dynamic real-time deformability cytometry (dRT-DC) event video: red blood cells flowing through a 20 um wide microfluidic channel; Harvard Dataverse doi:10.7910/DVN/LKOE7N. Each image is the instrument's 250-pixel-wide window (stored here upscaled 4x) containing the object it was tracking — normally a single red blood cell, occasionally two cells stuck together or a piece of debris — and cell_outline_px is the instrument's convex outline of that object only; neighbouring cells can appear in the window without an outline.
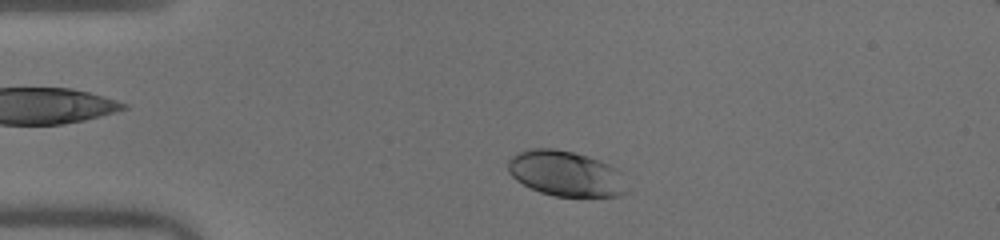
{"species": "human", "species_latin": "Homo sapiens", "temperature_condition": "warm", "stored_images_in_passage": 43, "camera_frame_rate_fps": 3000, "um_per_image_px": 0.085, "donor": {"sex": "male"}, "frame": {"image": 1, "passage_image": 4, "time_ms": 1.0, "image_size_px": [1000, 240], "cell_outline_px": [[628, 192], [620, 196], [556, 196], [540, 192], [516, 180], [508, 172], [508, 160], [512, 156], [520, 152], [532, 148], [552, 148], [572, 152], [588, 156], [600, 160], [616, 168]], "centroid_in_image_um": [48.07, 14.75], "position_along_channel_um": 36.9, "area_um2": 31.1}}
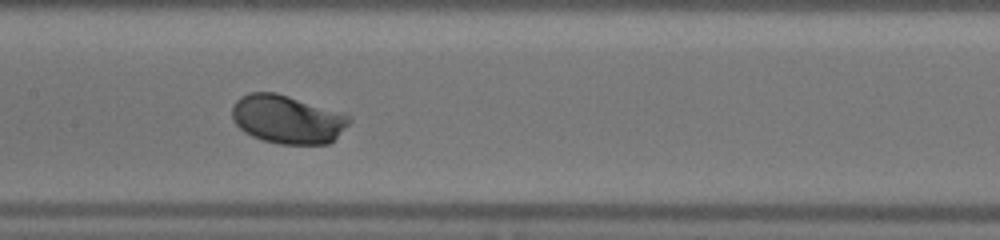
{"frame": {"image": 2, "passage_image": 18, "time_ms": 5.667, "image_size_px": [1000, 240], "cell_outline_px": [[352, 120], [328, 144], [280, 144], [264, 140], [252, 136], [244, 132], [232, 120], [232, 104], [240, 96], [248, 92], [276, 92], [344, 112]], "centroid_in_image_um": [24.4, 10.12], "position_along_channel_um": 183.0, "area_um2": 33.23}}
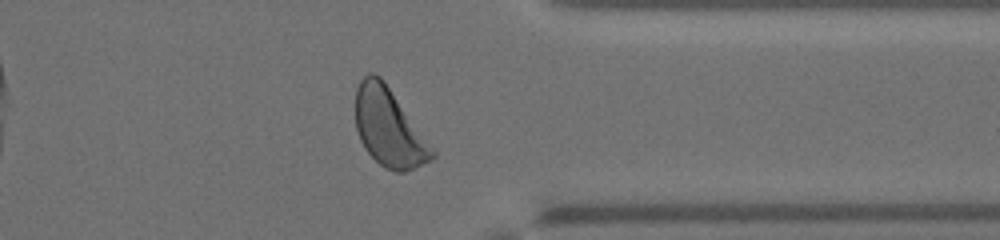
{"frame": {"image": 3, "passage_image": 33, "time_ms": 10.667, "image_size_px": [1000, 240], "cell_outline_px": [[436, 156], [432, 160], [404, 172], [396, 172], [384, 168], [364, 148], [360, 140], [356, 128], [356, 88], [360, 80], [368, 72], [372, 72], [380, 76], [384, 80], [436, 148]], "centroid_in_image_um": [33.1, 10.84], "position_along_channel_um": 378.3, "area_um2": 35.43}, "authors_computed_cell_mechanics": {"area_um2": 32.5992, "velocity_mm_per_s": 4.0157, "shape_relaxation_time_tau1_ms": 1.3503, "shape_relaxation_time_tau2_ms": 7.2562, "deformation_change_tau1": 0.1336, "deformation_change_tau2": 0.1107}}